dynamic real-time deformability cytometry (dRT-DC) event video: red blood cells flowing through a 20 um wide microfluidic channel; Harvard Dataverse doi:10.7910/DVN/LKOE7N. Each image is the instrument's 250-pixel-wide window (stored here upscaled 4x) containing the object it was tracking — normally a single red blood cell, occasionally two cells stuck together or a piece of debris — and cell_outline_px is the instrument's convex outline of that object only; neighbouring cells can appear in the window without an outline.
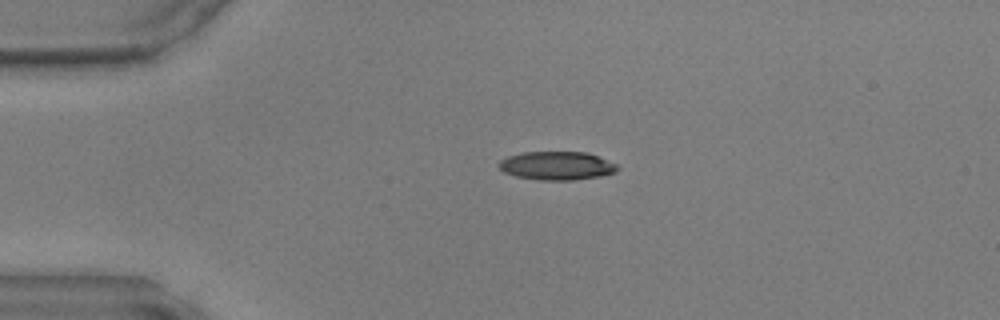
{"species": "common noctule bat (a hibernating species)", "species_latin": "Nyctalus noctula", "temperature_condition": "warm", "stored_images_in_passage": 38, "camera_frame_rate_fps": 3000, "um_per_image_px": 0.085, "animal": {"sex": "male", "body_mass_g": 17.9, "forearm_length_mm": 54.2}, "frame": {"image": 1, "passage_image": 1, "time_ms": 0.0, "image_size_px": [1000, 320], "cell_outline_px": [[620, 168], [616, 172], [600, 176], [572, 180], [540, 180], [516, 176], [504, 172], [496, 164], [500, 160], [508, 156], [524, 152], [588, 152], [616, 164]], "centroid_in_image_um": [47.32, 14.08], "position_along_channel_um": 37.7, "area_um2": 19.65}}
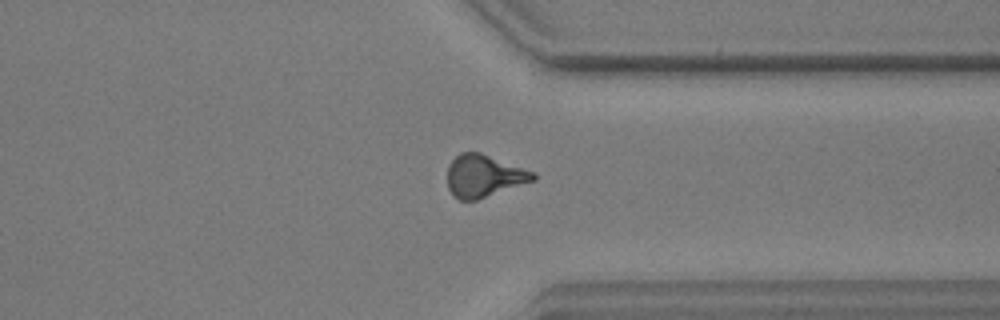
{"frame": {"image": 2, "passage_image": 27, "time_ms": 8.667, "image_size_px": [1000, 320], "cell_outline_px": [[536, 180], [476, 200], [460, 200], [452, 196], [448, 188], [448, 164], [460, 152], [480, 152], [536, 172]], "centroid_in_image_um": [41.13, 14.95], "position_along_channel_um": 370.3, "area_um2": 21.27}}
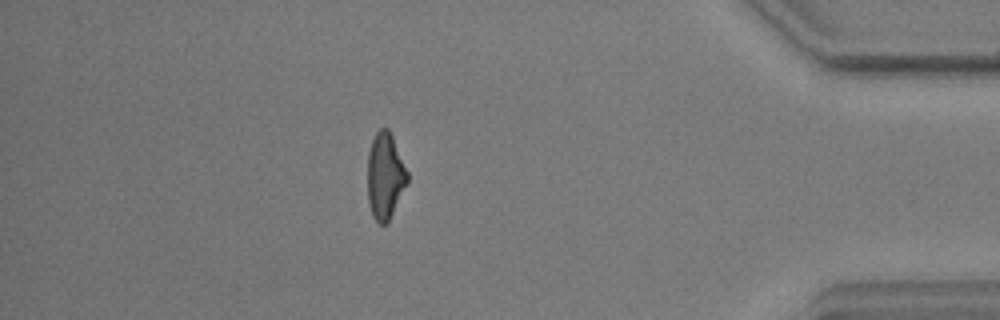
{"frame": {"image": 3, "passage_image": 32, "time_ms": 10.333, "image_size_px": [1000, 320], "cell_outline_px": [[408, 180], [388, 224], [380, 224], [372, 216], [368, 204], [368, 152], [372, 140], [376, 132], [380, 128], [388, 128], [392, 136], [408, 172]], "centroid_in_image_um": [32.72, 14.98], "position_along_channel_um": 402.5, "area_um2": 20.0}}